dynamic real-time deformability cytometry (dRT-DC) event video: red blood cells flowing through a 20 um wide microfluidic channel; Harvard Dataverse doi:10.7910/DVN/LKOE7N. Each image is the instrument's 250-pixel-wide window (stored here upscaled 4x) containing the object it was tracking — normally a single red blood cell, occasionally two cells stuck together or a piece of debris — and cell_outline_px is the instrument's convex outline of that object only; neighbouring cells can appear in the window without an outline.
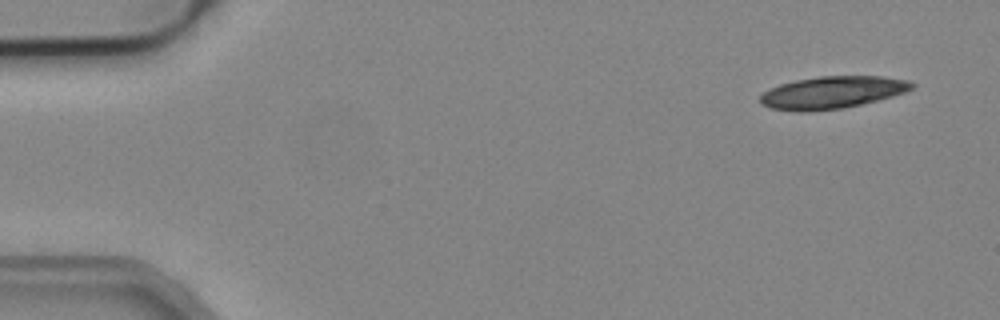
{"species": "common noctule bat (a hibernating species)", "species_latin": "Nyctalus noctula", "temperature_condition": "cold", "stored_images_in_passage": 6, "segment_of_instrument_passage": [1, 2], "camera_frame_rate_fps": 3000, "um_per_image_px": 0.085, "animal": {"sex": "male", "body_mass_g": 19.2, "forearm_length_mm": 51.8}, "frame": {"image": 1, "passage_image": 1, "time_ms": 0.0, "image_size_px": [1000, 320], "cell_outline_px": [[916, 84], [912, 88], [904, 92], [892, 96], [844, 108], [808, 112], [796, 112], [772, 108], [760, 104], [760, 96], [768, 88], [780, 84], [796, 80], [820, 76], [880, 76], [908, 80]], "centroid_in_image_um": [70.7, 7.86], "position_along_channel_um": 14.3, "area_um2": 28.55}}